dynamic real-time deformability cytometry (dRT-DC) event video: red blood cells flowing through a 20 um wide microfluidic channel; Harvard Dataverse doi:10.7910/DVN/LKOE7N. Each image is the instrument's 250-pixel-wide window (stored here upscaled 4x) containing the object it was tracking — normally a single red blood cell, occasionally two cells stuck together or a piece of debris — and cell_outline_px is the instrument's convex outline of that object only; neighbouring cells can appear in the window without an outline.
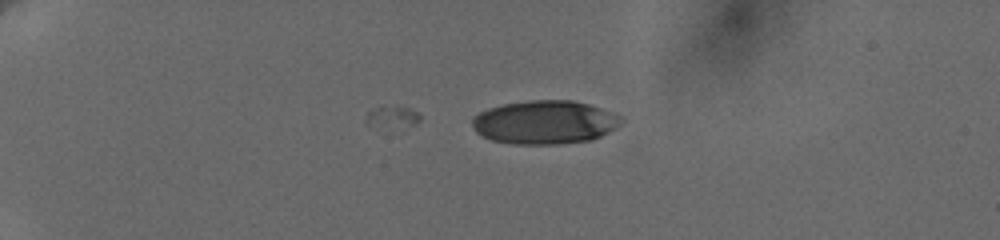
{"species": "human", "species_latin": "Homo sapiens", "temperature_condition": "cold", "stored_images_in_passage": 3, "camera_frame_rate_fps": 3000, "um_per_image_px": 0.085, "donor": {"sex": "female"}, "frame": {"image": 1, "passage_image": 1, "time_ms": 0.0, "image_size_px": [1000, 240], "cell_outline_px": [[624, 120], [616, 128], [592, 140], [560, 144], [512, 144], [492, 140], [476, 132], [472, 124], [472, 116], [488, 108], [500, 104], [528, 100], [572, 100], [588, 104], [612, 112], [620, 116]], "centroid_in_image_um": [46.29, 10.39], "position_along_channel_um": 38.7, "area_um2": 38.03}}
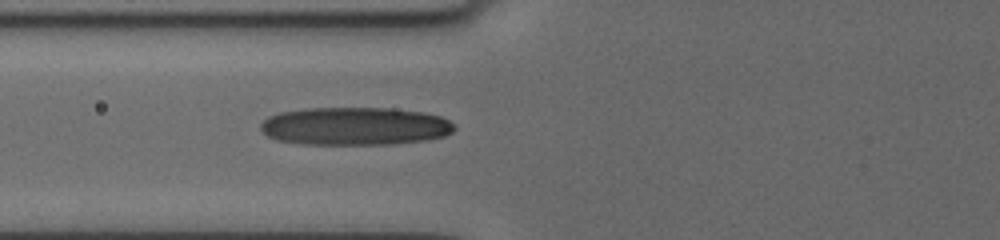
{"frame": {"image": 2, "passage_image": 3, "time_ms": 3.667, "image_size_px": [1000, 240], "cell_outline_px": [[456, 128], [452, 132], [444, 136], [424, 140], [392, 144], [304, 144], [276, 140], [268, 136], [260, 128], [260, 124], [268, 116], [280, 112], [308, 108], [392, 108], [424, 112], [440, 116], [448, 120]], "centroid_in_image_um": [30.16, 10.72], "position_along_channel_um": 95.6, "area_um2": 42.95}}